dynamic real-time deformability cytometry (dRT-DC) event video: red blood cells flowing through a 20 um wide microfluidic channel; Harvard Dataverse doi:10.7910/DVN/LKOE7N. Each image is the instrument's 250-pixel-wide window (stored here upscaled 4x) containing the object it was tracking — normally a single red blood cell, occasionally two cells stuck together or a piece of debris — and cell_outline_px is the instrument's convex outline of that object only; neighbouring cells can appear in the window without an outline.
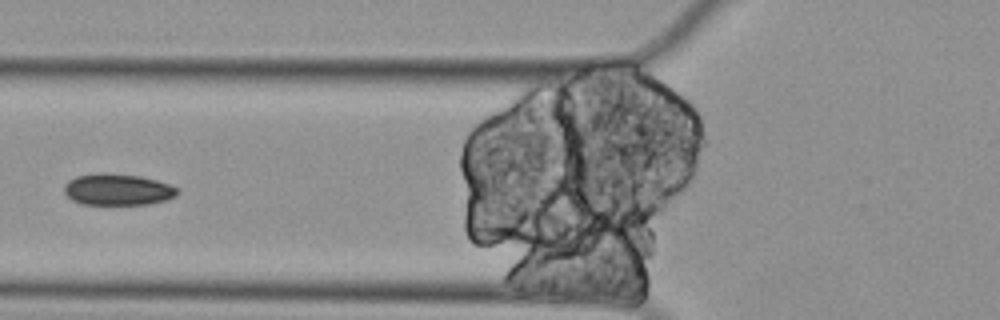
{"species": "Egyptian fruit bat (a non-hibernating species)", "species_latin": "Rousettus aegyptiacus", "temperature_condition": "cold", "stored_images_in_passage": 3, "camera_frame_rate_fps": 3000, "um_per_image_px": 0.085, "animal": {"sex": "female"}, "frame": {"image": 1, "passage_image": 2, "time_ms": 0.333, "image_size_px": [1000, 320], "cell_outline_px": [[176, 196], [164, 200], [148, 204], [80, 204], [72, 200], [64, 192], [64, 184], [68, 180], [76, 176], [100, 172], [140, 176], [156, 180], [168, 184], [176, 188]], "centroid_in_image_um": [9.94, 16.1], "position_along_channel_um": 115.9, "area_um2": 20.63}}
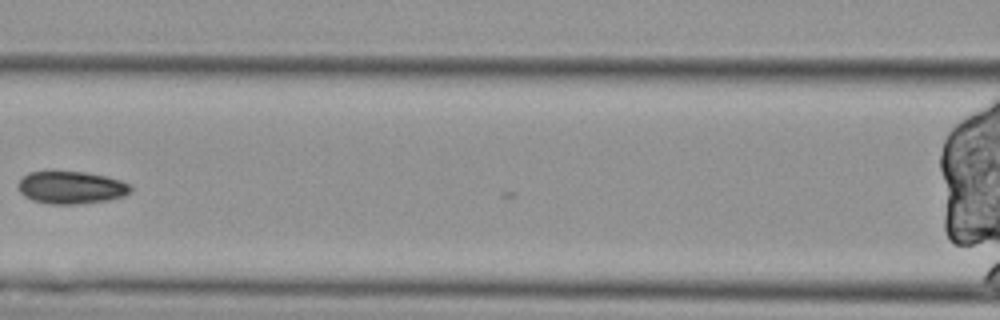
{"frame": {"image": 2, "passage_image": 3, "time_ms": 0.667, "image_size_px": [1000, 320], "cell_outline_px": [[132, 188], [128, 192], [120, 196], [108, 200], [76, 204], [52, 204], [32, 200], [24, 196], [20, 192], [20, 180], [28, 172], [48, 168], [52, 168], [84, 172], [104, 176], [120, 180], [128, 184]], "centroid_in_image_um": [5.97, 15.89], "position_along_channel_um": 160.6, "area_um2": 21.68}}